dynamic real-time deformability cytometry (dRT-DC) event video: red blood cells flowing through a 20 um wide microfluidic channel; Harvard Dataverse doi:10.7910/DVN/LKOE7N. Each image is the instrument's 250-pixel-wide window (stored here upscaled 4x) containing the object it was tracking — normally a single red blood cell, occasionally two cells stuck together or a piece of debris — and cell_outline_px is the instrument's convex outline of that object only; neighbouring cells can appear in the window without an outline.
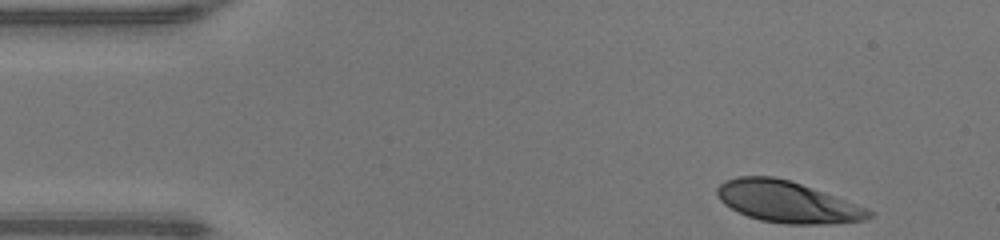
{"species": "human", "species_latin": "Homo sapiens", "temperature_condition": "warm", "stored_images_in_passage": 44, "camera_frame_rate_fps": 3000, "um_per_image_px": 0.085, "donor": {"sex": "male"}, "frame": {"image": 1, "passage_image": 1, "time_ms": 0.0, "image_size_px": [1000, 240], "cell_outline_px": [[876, 212], [872, 216], [864, 220], [828, 224], [784, 224], [760, 220], [748, 216], [724, 204], [720, 200], [716, 192], [716, 188], [724, 180], [736, 176], [772, 176], [788, 180], [824, 192], [868, 208]], "centroid_in_image_um": [66.92, 17.16], "position_along_channel_um": 18.1, "area_um2": 36.53}}
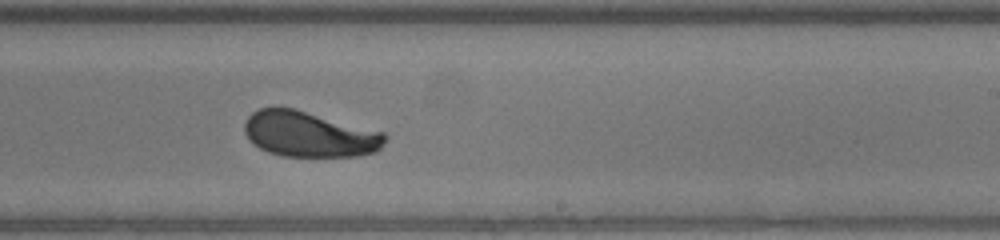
{"frame": {"image": 2, "passage_image": 25, "time_ms": 8.0, "image_size_px": [1000, 240], "cell_outline_px": [[388, 136], [384, 144], [376, 152], [360, 156], [284, 156], [268, 152], [260, 148], [248, 140], [244, 132], [244, 124], [248, 116], [252, 112], [260, 108], [296, 108], [384, 132]], "centroid_in_image_um": [26.3, 11.41], "position_along_channel_um": 262.7, "area_um2": 37.57}}
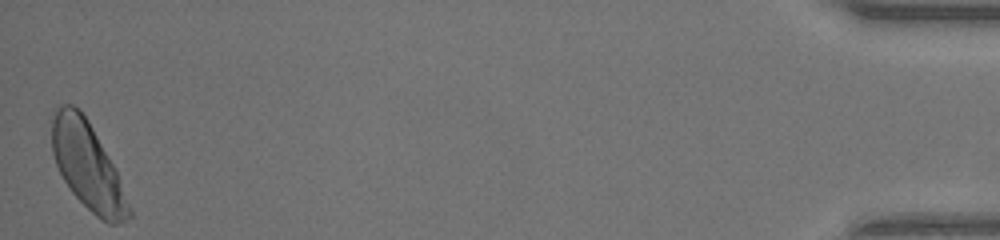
{"frame": {"image": 3, "passage_image": 44, "time_ms": 14.333, "image_size_px": [1000, 240], "cell_outline_px": [[132, 216], [116, 224], [108, 224], [96, 216], [72, 192], [64, 180], [56, 164], [52, 152], [52, 108], [60, 104], [72, 104], [80, 108], [88, 120], [108, 156], [116, 172], [132, 212]], "centroid_in_image_um": [7.4, 14.05], "position_along_channel_um": 427.8, "area_um2": 38.61}, "authors_computed_cell_mechanics": {"area_um2": 37.6278, "velocity_mm_per_s": 4.2488, "shape_relaxation_time_tau1_ms": 2.7464, "shape_relaxation_time_tau2_ms": null, "deformation_change_tau1": 0.1314, "deformation_change_tau2": null}}